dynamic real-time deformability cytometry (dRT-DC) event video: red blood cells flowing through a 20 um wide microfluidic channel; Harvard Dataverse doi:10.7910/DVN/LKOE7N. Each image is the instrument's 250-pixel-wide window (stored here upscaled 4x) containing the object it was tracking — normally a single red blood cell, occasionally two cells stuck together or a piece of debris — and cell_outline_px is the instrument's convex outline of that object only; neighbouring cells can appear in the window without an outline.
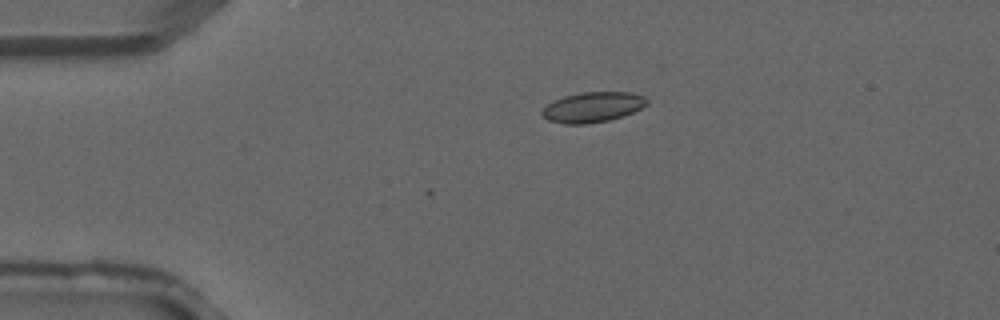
{"species": "common noctule bat (a hibernating species)", "species_latin": "Nyctalus noctula", "temperature_condition": "warm", "stored_images_in_passage": 3, "camera_frame_rate_fps": 3000, "um_per_image_px": 0.085, "animal": {"sex": "male", "forearm_length_mm": 52.5}, "frame": {"image": 1, "passage_image": 2, "time_ms": 0.333, "image_size_px": [1000, 320], "cell_outline_px": [[648, 104], [624, 116], [608, 120], [588, 124], [564, 124], [548, 120], [540, 112], [548, 104], [564, 96], [580, 92], [632, 92], [644, 96], [648, 100]], "centroid_in_image_um": [50.4, 9.1], "position_along_channel_um": 34.6, "area_um2": 18.44}}